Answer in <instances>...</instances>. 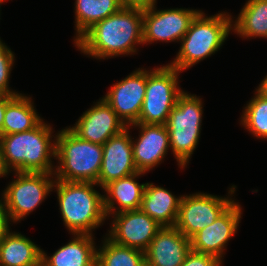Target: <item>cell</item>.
<instances>
[{
    "label": "cell",
    "instance_id": "ffe728a7",
    "mask_svg": "<svg viewBox=\"0 0 267 266\" xmlns=\"http://www.w3.org/2000/svg\"><path fill=\"white\" fill-rule=\"evenodd\" d=\"M182 196H175L167 189L146 183L140 210L162 227L176 224Z\"/></svg>",
    "mask_w": 267,
    "mask_h": 266
},
{
    "label": "cell",
    "instance_id": "d4e9b609",
    "mask_svg": "<svg viewBox=\"0 0 267 266\" xmlns=\"http://www.w3.org/2000/svg\"><path fill=\"white\" fill-rule=\"evenodd\" d=\"M102 247L97 250L96 266H142L145 252L119 245L104 237Z\"/></svg>",
    "mask_w": 267,
    "mask_h": 266
},
{
    "label": "cell",
    "instance_id": "d6a6232c",
    "mask_svg": "<svg viewBox=\"0 0 267 266\" xmlns=\"http://www.w3.org/2000/svg\"><path fill=\"white\" fill-rule=\"evenodd\" d=\"M3 163H2V154H1V143H0V175H6Z\"/></svg>",
    "mask_w": 267,
    "mask_h": 266
},
{
    "label": "cell",
    "instance_id": "603a6c76",
    "mask_svg": "<svg viewBox=\"0 0 267 266\" xmlns=\"http://www.w3.org/2000/svg\"><path fill=\"white\" fill-rule=\"evenodd\" d=\"M232 32L242 38H267V0H247L232 21Z\"/></svg>",
    "mask_w": 267,
    "mask_h": 266
},
{
    "label": "cell",
    "instance_id": "30bf717a",
    "mask_svg": "<svg viewBox=\"0 0 267 266\" xmlns=\"http://www.w3.org/2000/svg\"><path fill=\"white\" fill-rule=\"evenodd\" d=\"M156 5L143 9V44L180 42L192 21L202 11L173 8L157 10Z\"/></svg>",
    "mask_w": 267,
    "mask_h": 266
},
{
    "label": "cell",
    "instance_id": "8fae6325",
    "mask_svg": "<svg viewBox=\"0 0 267 266\" xmlns=\"http://www.w3.org/2000/svg\"><path fill=\"white\" fill-rule=\"evenodd\" d=\"M106 236L113 242L145 252L156 233L162 228L148 214L139 210L123 211L113 215Z\"/></svg>",
    "mask_w": 267,
    "mask_h": 266
},
{
    "label": "cell",
    "instance_id": "9a60e30c",
    "mask_svg": "<svg viewBox=\"0 0 267 266\" xmlns=\"http://www.w3.org/2000/svg\"><path fill=\"white\" fill-rule=\"evenodd\" d=\"M138 127L139 137L131 136L133 159L138 172L146 173L160 165L169 147V131L165 125L134 123L127 128Z\"/></svg>",
    "mask_w": 267,
    "mask_h": 266
},
{
    "label": "cell",
    "instance_id": "f1b7e54d",
    "mask_svg": "<svg viewBox=\"0 0 267 266\" xmlns=\"http://www.w3.org/2000/svg\"><path fill=\"white\" fill-rule=\"evenodd\" d=\"M10 222L6 204L3 200L0 203V241L3 239L4 234L10 230Z\"/></svg>",
    "mask_w": 267,
    "mask_h": 266
},
{
    "label": "cell",
    "instance_id": "7a4b0ae2",
    "mask_svg": "<svg viewBox=\"0 0 267 266\" xmlns=\"http://www.w3.org/2000/svg\"><path fill=\"white\" fill-rule=\"evenodd\" d=\"M43 120L25 132L1 135L2 163L7 174L14 172L54 173L56 134ZM54 138V139H52Z\"/></svg>",
    "mask_w": 267,
    "mask_h": 266
},
{
    "label": "cell",
    "instance_id": "7402d4cb",
    "mask_svg": "<svg viewBox=\"0 0 267 266\" xmlns=\"http://www.w3.org/2000/svg\"><path fill=\"white\" fill-rule=\"evenodd\" d=\"M33 105L31 97L15 95L6 105L2 135L29 131L44 120Z\"/></svg>",
    "mask_w": 267,
    "mask_h": 266
},
{
    "label": "cell",
    "instance_id": "5bb4252c",
    "mask_svg": "<svg viewBox=\"0 0 267 266\" xmlns=\"http://www.w3.org/2000/svg\"><path fill=\"white\" fill-rule=\"evenodd\" d=\"M68 128L82 140L103 145L110 137L123 132L127 125L102 98Z\"/></svg>",
    "mask_w": 267,
    "mask_h": 266
},
{
    "label": "cell",
    "instance_id": "836d02e7",
    "mask_svg": "<svg viewBox=\"0 0 267 266\" xmlns=\"http://www.w3.org/2000/svg\"><path fill=\"white\" fill-rule=\"evenodd\" d=\"M7 175H8V174H6V175H0V178H1V177H5V176L7 177ZM3 200H4V195H2V198L0 199V203H1Z\"/></svg>",
    "mask_w": 267,
    "mask_h": 266
},
{
    "label": "cell",
    "instance_id": "d590c367",
    "mask_svg": "<svg viewBox=\"0 0 267 266\" xmlns=\"http://www.w3.org/2000/svg\"><path fill=\"white\" fill-rule=\"evenodd\" d=\"M142 266H150V265L144 262Z\"/></svg>",
    "mask_w": 267,
    "mask_h": 266
},
{
    "label": "cell",
    "instance_id": "83f0119b",
    "mask_svg": "<svg viewBox=\"0 0 267 266\" xmlns=\"http://www.w3.org/2000/svg\"><path fill=\"white\" fill-rule=\"evenodd\" d=\"M222 263V261L213 255L191 250L181 266H222Z\"/></svg>",
    "mask_w": 267,
    "mask_h": 266
},
{
    "label": "cell",
    "instance_id": "ba28073f",
    "mask_svg": "<svg viewBox=\"0 0 267 266\" xmlns=\"http://www.w3.org/2000/svg\"><path fill=\"white\" fill-rule=\"evenodd\" d=\"M14 179L3 190L11 222H20L33 212L53 191L54 173L15 172Z\"/></svg>",
    "mask_w": 267,
    "mask_h": 266
},
{
    "label": "cell",
    "instance_id": "9c48e42d",
    "mask_svg": "<svg viewBox=\"0 0 267 266\" xmlns=\"http://www.w3.org/2000/svg\"><path fill=\"white\" fill-rule=\"evenodd\" d=\"M236 186L229 188L228 197L207 193L182 195L175 227L188 239L212 224L235 200ZM230 196V197H229Z\"/></svg>",
    "mask_w": 267,
    "mask_h": 266
},
{
    "label": "cell",
    "instance_id": "484cf974",
    "mask_svg": "<svg viewBox=\"0 0 267 266\" xmlns=\"http://www.w3.org/2000/svg\"><path fill=\"white\" fill-rule=\"evenodd\" d=\"M241 115V125L257 139H267V97L256 89Z\"/></svg>",
    "mask_w": 267,
    "mask_h": 266
},
{
    "label": "cell",
    "instance_id": "6da1fadb",
    "mask_svg": "<svg viewBox=\"0 0 267 266\" xmlns=\"http://www.w3.org/2000/svg\"><path fill=\"white\" fill-rule=\"evenodd\" d=\"M74 44L97 60L136 54V45H143V9L122 7L95 23Z\"/></svg>",
    "mask_w": 267,
    "mask_h": 266
},
{
    "label": "cell",
    "instance_id": "7c38bea8",
    "mask_svg": "<svg viewBox=\"0 0 267 266\" xmlns=\"http://www.w3.org/2000/svg\"><path fill=\"white\" fill-rule=\"evenodd\" d=\"M146 92V69H137L110 87L102 98L128 126L138 122Z\"/></svg>",
    "mask_w": 267,
    "mask_h": 266
},
{
    "label": "cell",
    "instance_id": "277c9868",
    "mask_svg": "<svg viewBox=\"0 0 267 266\" xmlns=\"http://www.w3.org/2000/svg\"><path fill=\"white\" fill-rule=\"evenodd\" d=\"M226 13L220 12L208 17L201 11L180 40L181 46L176 58L168 65L182 72L215 54L233 31L232 15Z\"/></svg>",
    "mask_w": 267,
    "mask_h": 266
},
{
    "label": "cell",
    "instance_id": "5b68a950",
    "mask_svg": "<svg viewBox=\"0 0 267 266\" xmlns=\"http://www.w3.org/2000/svg\"><path fill=\"white\" fill-rule=\"evenodd\" d=\"M102 158L101 144L82 140L68 127L56 133L55 179L98 184Z\"/></svg>",
    "mask_w": 267,
    "mask_h": 266
},
{
    "label": "cell",
    "instance_id": "8992f818",
    "mask_svg": "<svg viewBox=\"0 0 267 266\" xmlns=\"http://www.w3.org/2000/svg\"><path fill=\"white\" fill-rule=\"evenodd\" d=\"M201 99L183 91L165 124L169 131L170 149L181 169L186 168L199 142L203 117Z\"/></svg>",
    "mask_w": 267,
    "mask_h": 266
},
{
    "label": "cell",
    "instance_id": "e0dca14e",
    "mask_svg": "<svg viewBox=\"0 0 267 266\" xmlns=\"http://www.w3.org/2000/svg\"><path fill=\"white\" fill-rule=\"evenodd\" d=\"M191 251V241L175 226L162 227L145 251L150 266H181Z\"/></svg>",
    "mask_w": 267,
    "mask_h": 266
},
{
    "label": "cell",
    "instance_id": "4fadbf2b",
    "mask_svg": "<svg viewBox=\"0 0 267 266\" xmlns=\"http://www.w3.org/2000/svg\"><path fill=\"white\" fill-rule=\"evenodd\" d=\"M242 207L233 202L212 224L191 239V250L210 254L222 261L227 243L235 235L242 218Z\"/></svg>",
    "mask_w": 267,
    "mask_h": 266
},
{
    "label": "cell",
    "instance_id": "4316f807",
    "mask_svg": "<svg viewBox=\"0 0 267 266\" xmlns=\"http://www.w3.org/2000/svg\"><path fill=\"white\" fill-rule=\"evenodd\" d=\"M15 56L11 49L0 42V94L18 95L20 92L12 91L9 87V78L14 66Z\"/></svg>",
    "mask_w": 267,
    "mask_h": 266
},
{
    "label": "cell",
    "instance_id": "d6986e66",
    "mask_svg": "<svg viewBox=\"0 0 267 266\" xmlns=\"http://www.w3.org/2000/svg\"><path fill=\"white\" fill-rule=\"evenodd\" d=\"M74 238L47 256L42 250L43 266H96L97 249L94 235L73 234Z\"/></svg>",
    "mask_w": 267,
    "mask_h": 266
},
{
    "label": "cell",
    "instance_id": "1f68e13d",
    "mask_svg": "<svg viewBox=\"0 0 267 266\" xmlns=\"http://www.w3.org/2000/svg\"><path fill=\"white\" fill-rule=\"evenodd\" d=\"M257 89L267 97V75L261 81Z\"/></svg>",
    "mask_w": 267,
    "mask_h": 266
},
{
    "label": "cell",
    "instance_id": "44dd1931",
    "mask_svg": "<svg viewBox=\"0 0 267 266\" xmlns=\"http://www.w3.org/2000/svg\"><path fill=\"white\" fill-rule=\"evenodd\" d=\"M42 249L21 233L8 231L0 241V266H37Z\"/></svg>",
    "mask_w": 267,
    "mask_h": 266
},
{
    "label": "cell",
    "instance_id": "52a82bcc",
    "mask_svg": "<svg viewBox=\"0 0 267 266\" xmlns=\"http://www.w3.org/2000/svg\"><path fill=\"white\" fill-rule=\"evenodd\" d=\"M179 73L170 65L146 70V92L137 123L165 125L177 98L183 92Z\"/></svg>",
    "mask_w": 267,
    "mask_h": 266
},
{
    "label": "cell",
    "instance_id": "3957f363",
    "mask_svg": "<svg viewBox=\"0 0 267 266\" xmlns=\"http://www.w3.org/2000/svg\"><path fill=\"white\" fill-rule=\"evenodd\" d=\"M97 185L55 179L53 190L57 193L62 221L72 235H93L92 231L106 220L103 195L94 189Z\"/></svg>",
    "mask_w": 267,
    "mask_h": 266
},
{
    "label": "cell",
    "instance_id": "f546056e",
    "mask_svg": "<svg viewBox=\"0 0 267 266\" xmlns=\"http://www.w3.org/2000/svg\"><path fill=\"white\" fill-rule=\"evenodd\" d=\"M123 7L149 8L156 5L157 0H120Z\"/></svg>",
    "mask_w": 267,
    "mask_h": 266
},
{
    "label": "cell",
    "instance_id": "2e32d148",
    "mask_svg": "<svg viewBox=\"0 0 267 266\" xmlns=\"http://www.w3.org/2000/svg\"><path fill=\"white\" fill-rule=\"evenodd\" d=\"M129 128L116 136L110 137L103 146L101 170L98 186L102 189L111 181L138 172L134 159Z\"/></svg>",
    "mask_w": 267,
    "mask_h": 266
},
{
    "label": "cell",
    "instance_id": "ac0fdd59",
    "mask_svg": "<svg viewBox=\"0 0 267 266\" xmlns=\"http://www.w3.org/2000/svg\"><path fill=\"white\" fill-rule=\"evenodd\" d=\"M145 173L136 172L129 176L111 181L105 185L104 209L107 217L131 210H139L146 183L139 184L137 178ZM118 204V206L116 205ZM117 206V207H116Z\"/></svg>",
    "mask_w": 267,
    "mask_h": 266
},
{
    "label": "cell",
    "instance_id": "e575fe53",
    "mask_svg": "<svg viewBox=\"0 0 267 266\" xmlns=\"http://www.w3.org/2000/svg\"><path fill=\"white\" fill-rule=\"evenodd\" d=\"M4 1H7V0H0V8H1V4L4 2ZM1 11V10H0ZM2 40L0 39V42H1Z\"/></svg>",
    "mask_w": 267,
    "mask_h": 266
},
{
    "label": "cell",
    "instance_id": "cb8c5ba5",
    "mask_svg": "<svg viewBox=\"0 0 267 266\" xmlns=\"http://www.w3.org/2000/svg\"><path fill=\"white\" fill-rule=\"evenodd\" d=\"M74 43L95 23L118 12L122 7L120 0H75Z\"/></svg>",
    "mask_w": 267,
    "mask_h": 266
},
{
    "label": "cell",
    "instance_id": "4dcf8cb0",
    "mask_svg": "<svg viewBox=\"0 0 267 266\" xmlns=\"http://www.w3.org/2000/svg\"><path fill=\"white\" fill-rule=\"evenodd\" d=\"M14 96L15 95L0 94V136L2 135V127H3V122H4V114L6 110V105Z\"/></svg>",
    "mask_w": 267,
    "mask_h": 266
}]
</instances>
